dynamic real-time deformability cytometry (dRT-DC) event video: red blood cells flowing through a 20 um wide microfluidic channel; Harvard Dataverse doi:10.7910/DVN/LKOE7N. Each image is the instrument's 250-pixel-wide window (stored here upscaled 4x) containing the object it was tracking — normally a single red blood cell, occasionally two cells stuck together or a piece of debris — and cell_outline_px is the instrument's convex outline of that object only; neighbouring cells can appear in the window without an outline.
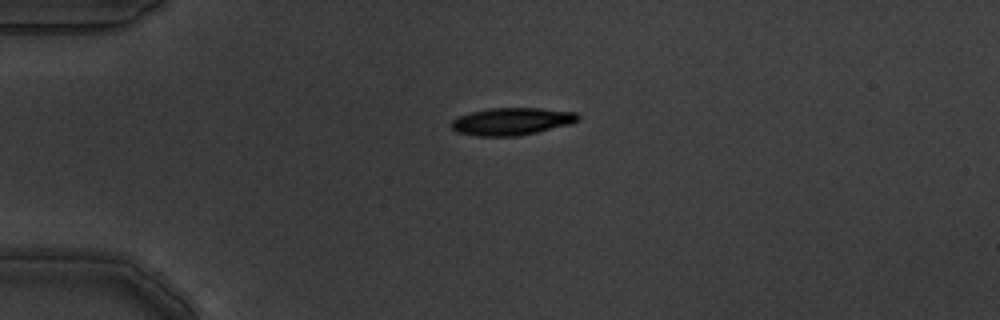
{"species": "common noctule bat (a hibernating species)", "species_latin": "Nyctalus noctula", "temperature_condition": "warm", "stored_images_in_passage": 6, "camera_frame_rate_fps": 3000, "um_per_image_px": 0.085, "animal": {"sex": "male", "body_mass_g": 19.5, "forearm_length_mm": 54.6}, "frame": {"image": 1, "passage_image": 6, "time_ms": 1.667, "image_size_px": [1000, 320], "cell_outline_px": [[580, 120], [572, 124], [536, 132], [516, 136], [476, 136], [456, 132], [448, 124], [452, 120], [460, 116], [472, 112], [488, 108], [540, 108], [576, 112], [580, 116]], "centroid_in_image_um": [43.51, 10.32], "position_along_channel_um": 41.5, "area_um2": 20.35}}